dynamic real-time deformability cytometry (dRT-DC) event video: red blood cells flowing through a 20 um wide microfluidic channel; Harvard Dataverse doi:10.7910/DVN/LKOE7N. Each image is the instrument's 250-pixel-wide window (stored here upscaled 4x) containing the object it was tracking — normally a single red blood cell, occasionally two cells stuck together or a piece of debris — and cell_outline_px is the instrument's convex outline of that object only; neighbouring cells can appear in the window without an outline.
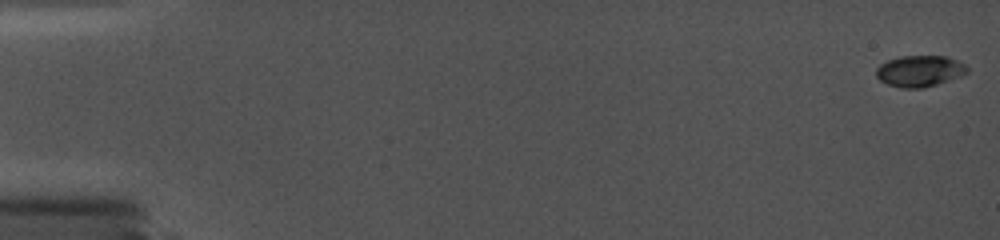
{"species": "common noctule bat (a hibernating species)", "species_latin": "Nyctalus noctula", "temperature_condition": "cold", "stored_images_in_passage": 26, "camera_frame_rate_fps": 5000, "um_per_image_px": 0.085, "animal": {"sex": "female", "body_mass_g": 19.0, "forearm_length_mm": 56.7}, "frame": {"image": 1, "passage_image": 1, "time_ms": 0.0, "image_size_px": [1000, 240], "cell_outline_px": [[968, 72], [960, 76], [936, 84], [920, 88], [900, 88], [888, 84], [880, 80], [876, 76], [876, 68], [880, 64], [888, 60], [900, 56], [948, 56], [964, 64], [968, 68]], "centroid_in_image_um": [78.15, 6.03], "position_along_channel_um": 6.8, "area_um2": 16.47}}
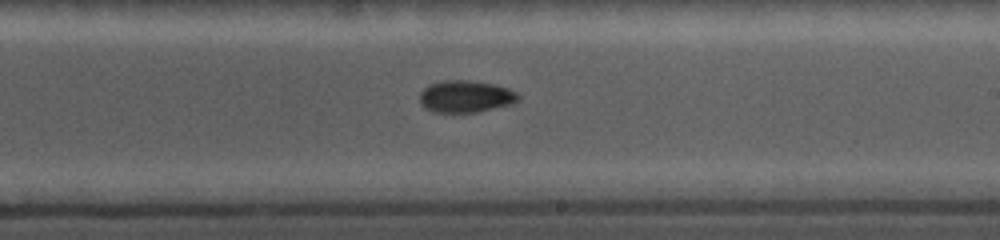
{"frame": {"image": 2, "passage_image": 15, "time_ms": 10.8, "image_size_px": [1000, 240], "cell_outline_px": [[520, 100], [512, 104], [480, 112], [432, 112], [424, 108], [420, 104], [420, 92], [424, 88], [432, 84], [444, 80], [472, 80], [492, 84], [508, 88], [516, 92], [520, 96]], "centroid_in_image_um": [39.59, 8.21], "position_along_channel_um": 249.4, "area_um2": 18.55}}
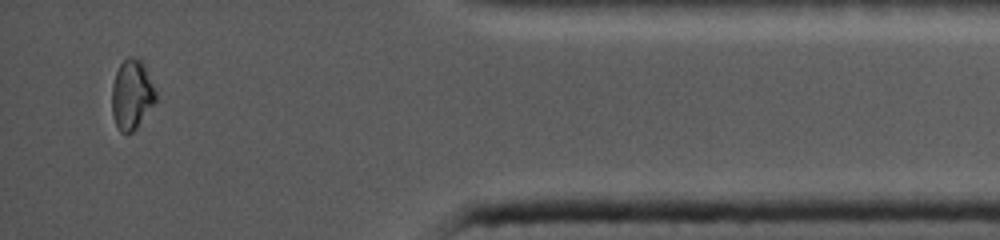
{"frame": {"image": 3, "passage_image": 25, "time_ms": 16.0, "image_size_px": [1000, 240], "cell_outline_px": [[156, 100], [136, 128], [132, 132], [120, 132], [112, 116], [112, 84], [116, 72], [120, 64], [128, 56], [132, 56], [140, 60], [144, 64], [156, 92]], "centroid_in_image_um": [11.18, 8.02], "position_along_channel_um": 424.0, "area_um2": 17.63}}